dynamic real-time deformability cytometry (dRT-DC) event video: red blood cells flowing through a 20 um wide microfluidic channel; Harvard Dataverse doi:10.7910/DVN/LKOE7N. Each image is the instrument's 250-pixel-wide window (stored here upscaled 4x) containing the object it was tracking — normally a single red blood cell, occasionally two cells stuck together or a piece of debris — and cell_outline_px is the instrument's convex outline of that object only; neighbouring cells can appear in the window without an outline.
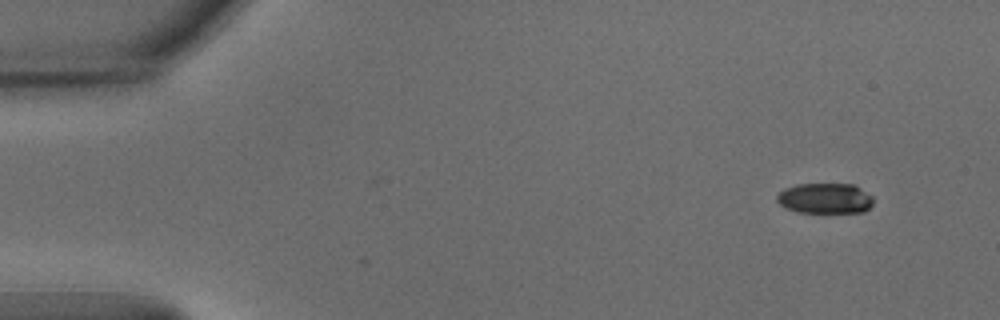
{"species": "common noctule bat (a hibernating species)", "species_latin": "Nyctalus noctula", "temperature_condition": "warm", "stored_images_in_passage": 25, "camera_frame_rate_fps": 3000, "um_per_image_px": 0.085, "animal": {"sex": "male", "body_mass_g": 15.6}, "frame": {"image": 1, "passage_image": 1, "time_ms": 0.0, "image_size_px": [1000, 320], "cell_outline_px": [[872, 204], [864, 212], [796, 212], [780, 204], [776, 200], [776, 196], [784, 188], [796, 184], [856, 184], [872, 196]], "centroid_in_image_um": [70.13, 16.85], "position_along_channel_um": 14.9, "area_um2": 17.11}}
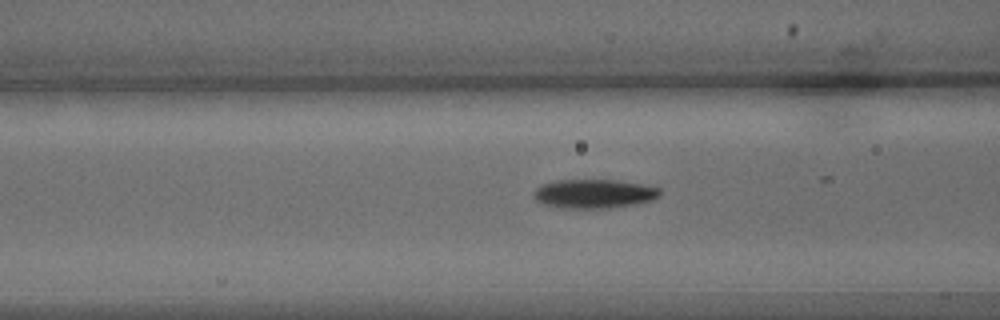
{"frame": {"image": 2, "passage_image": 18, "time_ms": 5.667, "image_size_px": [1000, 320], "cell_outline_px": [[660, 196], [652, 200], [636, 204], [608, 208], [572, 208], [544, 204], [536, 200], [532, 196], [532, 192], [540, 184], [556, 180], [616, 180], [640, 184], [660, 188]], "centroid_in_image_um": [50.47, 16.46], "position_along_channel_um": 116.1, "area_um2": 21.27}}
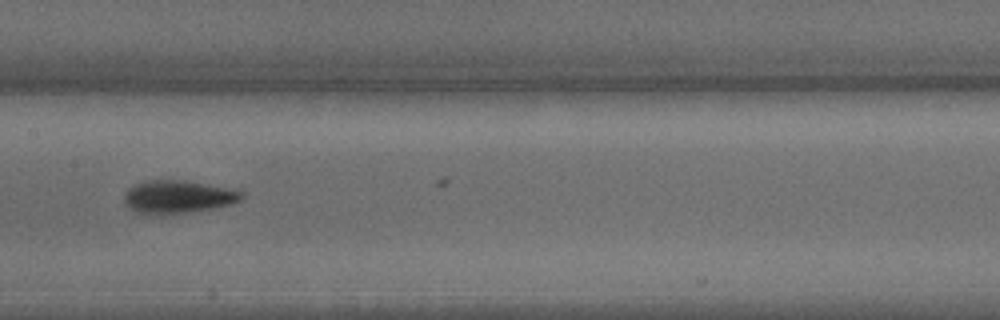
{"frame": {"image": 3, "passage_image": 24, "time_ms": 7.667, "image_size_px": [1000, 320], "cell_outline_px": [[244, 196], [240, 200], [232, 204], [216, 208], [188, 212], [136, 212], [124, 204], [124, 192], [128, 188], [136, 184], [148, 180], [184, 180], [244, 192]], "centroid_in_image_um": [15.12, 16.71], "position_along_channel_um": 192.3, "area_um2": 21.91}}